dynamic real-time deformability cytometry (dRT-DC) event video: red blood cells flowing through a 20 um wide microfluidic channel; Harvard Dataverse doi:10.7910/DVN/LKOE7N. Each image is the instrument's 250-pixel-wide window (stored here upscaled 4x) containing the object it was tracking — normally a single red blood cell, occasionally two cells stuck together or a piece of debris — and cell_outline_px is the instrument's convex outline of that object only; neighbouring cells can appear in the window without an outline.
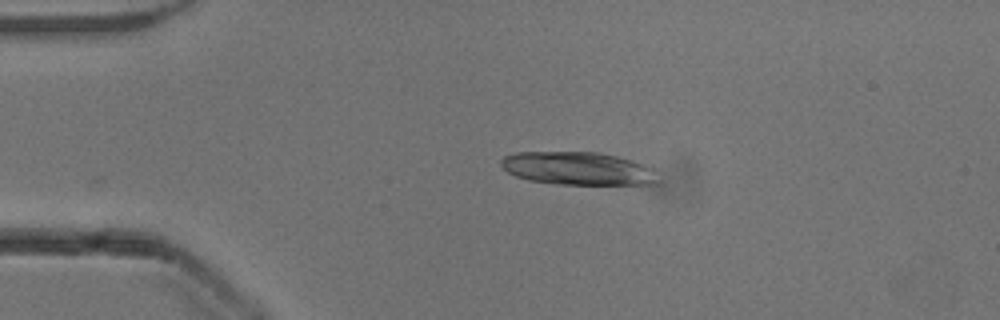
{"species": "common noctule bat (a hibernating species)", "species_latin": "Nyctalus noctula", "temperature_condition": "cold", "stored_images_in_passage": 26, "camera_frame_rate_fps": 3000, "um_per_image_px": 0.085, "animal": {"sex": "male", "body_mass_g": 13.3}, "frame": {"image": 1, "passage_image": 1, "time_ms": 0.0, "image_size_px": [1000, 320], "cell_outline_px": [[656, 184], [556, 184], [528, 180], [516, 176], [508, 172], [500, 164], [500, 160], [504, 156], [516, 152], [600, 152], [652, 164], [656, 180]], "centroid_in_image_um": [49.15, 14.3], "position_along_channel_um": 35.9, "area_um2": 30.46}}